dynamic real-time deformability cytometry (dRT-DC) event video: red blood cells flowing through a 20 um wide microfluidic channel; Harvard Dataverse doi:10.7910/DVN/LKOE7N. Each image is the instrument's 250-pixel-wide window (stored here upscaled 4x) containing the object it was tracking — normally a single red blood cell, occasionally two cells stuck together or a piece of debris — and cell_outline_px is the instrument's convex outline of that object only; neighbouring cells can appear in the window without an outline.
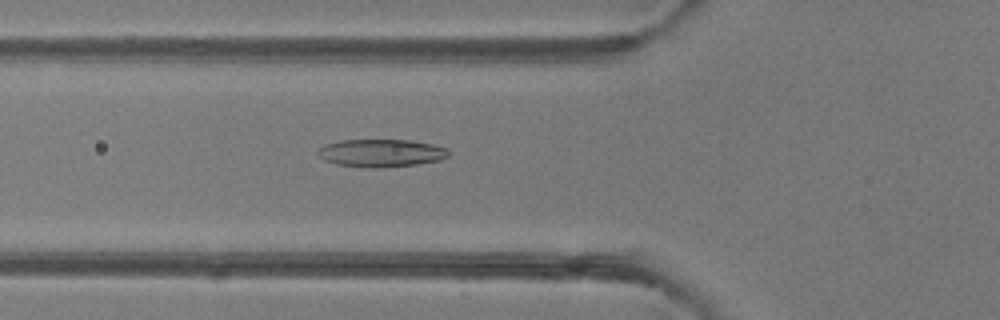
{"species": "common noctule bat (a hibernating species)", "species_latin": "Nyctalus noctula", "temperature_condition": "room temperature", "stored_images_in_passage": 50, "camera_frame_rate_fps": 3000, "um_per_image_px": 0.085, "animal": {"sex": "female"}, "frame": {"image": 1, "passage_image": 18, "time_ms": 5.667, "image_size_px": [1000, 320], "cell_outline_px": [[448, 156], [440, 160], [416, 164], [380, 168], [364, 168], [336, 164], [324, 160], [316, 152], [324, 144], [340, 140], [408, 140], [432, 144], [448, 148]], "centroid_in_image_um": [32.37, 13.01], "position_along_channel_um": 93.4, "area_um2": 21.21}}
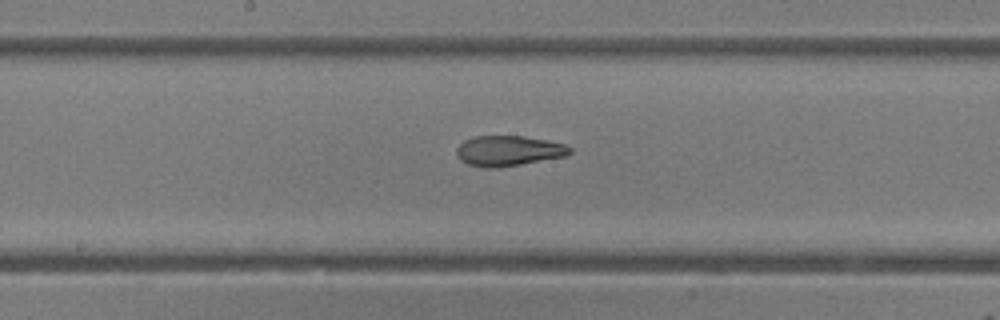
{"frame": {"image": 2, "passage_image": 26, "time_ms": 8.333, "image_size_px": [1000, 320], "cell_outline_px": [[572, 152], [568, 156], [496, 168], [484, 168], [468, 164], [460, 160], [456, 156], [456, 148], [464, 140], [476, 136], [524, 136], [564, 144], [572, 148]], "centroid_in_image_um": [43.21, 12.82], "position_along_channel_um": 205.0, "area_um2": 20.06}}
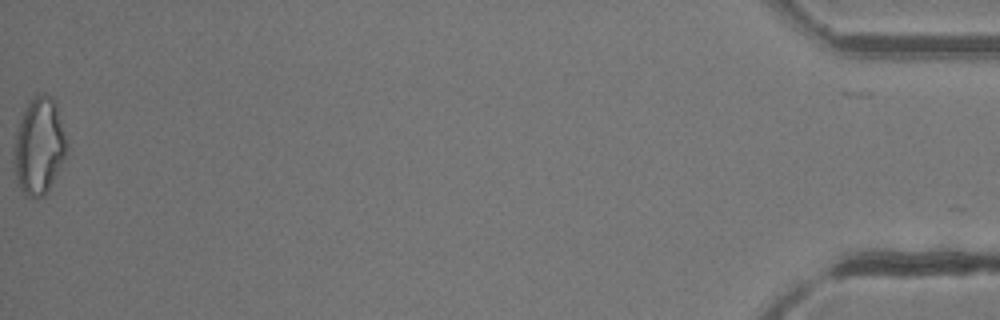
{"frame": {"image": 3, "passage_image": 50, "time_ms": 16.333, "image_size_px": [1000, 320], "cell_outline_px": [[68, 148], [44, 196], [36, 200], [24, 196], [20, 188], [12, 168], [12, 148], [16, 132], [20, 120], [28, 100], [44, 92], [56, 100]], "centroid_in_image_um": [3.26, 12.42], "position_along_channel_um": 431.9, "area_um2": 30.06}, "authors_computed_cell_mechanics": {"area_um2": 21.7906, "velocity_mm_per_s": 4.1427, "shape_relaxation_time_tau1_ms": null, "shape_relaxation_time_tau2_ms": 1.9252, "deformation_change_tau1": null, "deformation_change_tau2": 0.0832}}